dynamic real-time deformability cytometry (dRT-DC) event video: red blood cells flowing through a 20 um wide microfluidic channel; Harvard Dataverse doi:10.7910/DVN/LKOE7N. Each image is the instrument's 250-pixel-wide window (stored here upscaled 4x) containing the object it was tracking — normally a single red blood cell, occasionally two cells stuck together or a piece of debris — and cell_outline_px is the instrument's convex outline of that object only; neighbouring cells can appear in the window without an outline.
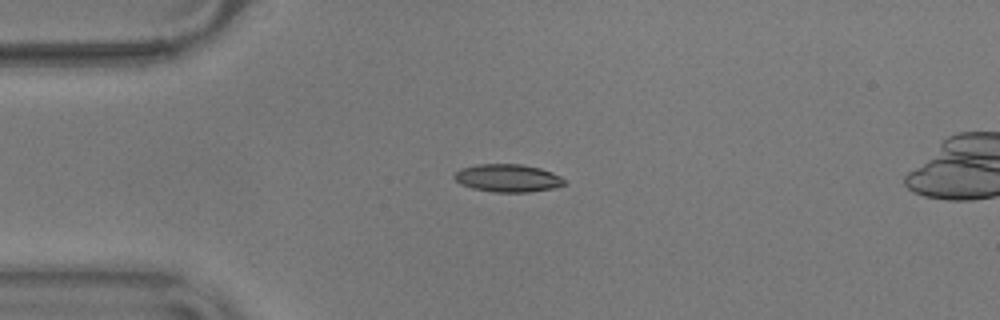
{"species": "common noctule bat (a hibernating species)", "species_latin": "Nyctalus noctula", "temperature_condition": "warm", "stored_images_in_passage": 39, "camera_frame_rate_fps": 3000, "um_per_image_px": 0.085, "animal": {"sex": "male", "body_mass_g": 17.9}, "frame": {"image": 1, "passage_image": 1, "time_ms": 0.0, "image_size_px": [1000, 320], "cell_outline_px": [[568, 184], [552, 188], [528, 192], [492, 192], [472, 188], [460, 184], [452, 176], [460, 168], [476, 164], [520, 164], [540, 168], [552, 172], [560, 176]], "centroid_in_image_um": [43.14, 15.13], "position_along_channel_um": 41.9, "area_um2": 17.92}}
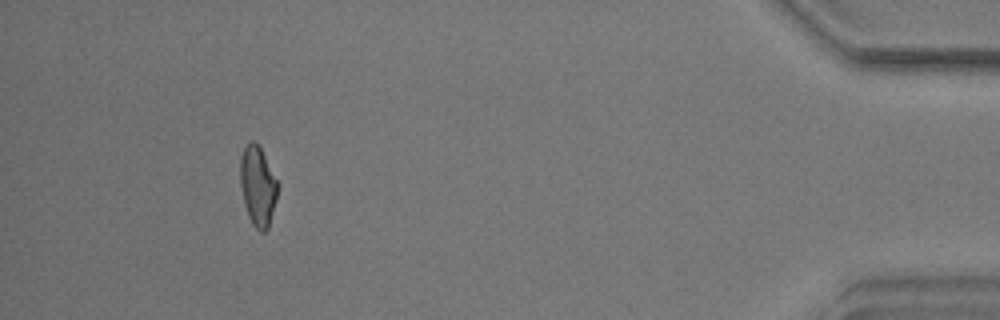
{"frame": {"image": 2, "passage_image": 39, "time_ms": 12.667, "image_size_px": [1000, 320], "cell_outline_px": [[280, 184], [276, 200], [268, 228], [264, 232], [260, 232], [252, 224], [248, 216], [244, 204], [240, 184], [240, 156], [244, 148], [252, 140], [260, 148]], "centroid_in_image_um": [21.92, 15.84], "position_along_channel_um": 413.3, "area_um2": 17.46}, "authors_computed_cell_mechanics": {"area_um2": 17.5134, "velocity_mm_per_s": 3.6065, "shape_relaxation_time_tau1_ms": 7.5332, "shape_relaxation_time_tau2_ms": 2.5217, "deformation_change_tau1": 0.1839, "deformation_change_tau2": 0.0916}}